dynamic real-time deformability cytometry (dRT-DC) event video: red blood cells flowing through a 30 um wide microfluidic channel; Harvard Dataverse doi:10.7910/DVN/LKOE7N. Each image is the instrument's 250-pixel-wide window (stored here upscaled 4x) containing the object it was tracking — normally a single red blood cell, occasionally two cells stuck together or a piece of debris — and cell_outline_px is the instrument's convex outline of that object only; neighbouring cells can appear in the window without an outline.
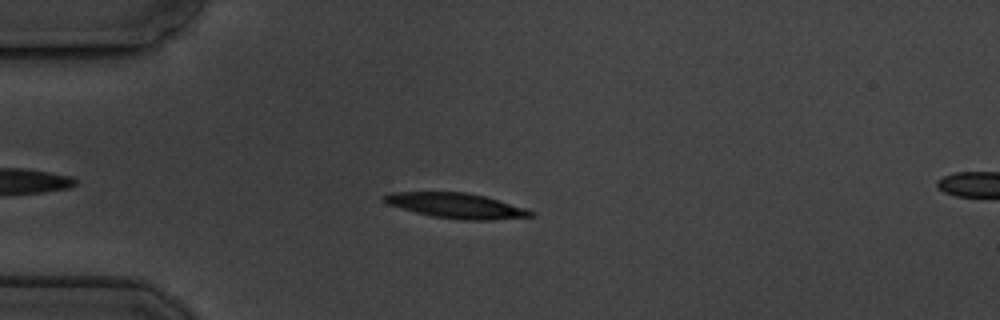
{"species": "common noctule bat (a hibernating species)", "species_latin": "Nyctalus noctula", "temperature_condition": "cold", "stored_images_in_passage": 5, "camera_frame_rate_fps": 3000, "um_per_image_px": 0.085, "animal": {"sex": "male", "body_mass_g": 19.5, "forearm_length_mm": 54.6}, "frame": {"image": 1, "passage_image": 4, "time_ms": 3.333, "image_size_px": [1000, 320], "cell_outline_px": [[536, 216], [492, 220], [464, 220], [432, 216], [416, 212], [388, 204], [380, 196], [388, 192], [464, 192], [484, 196], [524, 208], [536, 212]], "centroid_in_image_um": [38.78, 17.48], "position_along_channel_um": 46.2, "area_um2": 21.33}}